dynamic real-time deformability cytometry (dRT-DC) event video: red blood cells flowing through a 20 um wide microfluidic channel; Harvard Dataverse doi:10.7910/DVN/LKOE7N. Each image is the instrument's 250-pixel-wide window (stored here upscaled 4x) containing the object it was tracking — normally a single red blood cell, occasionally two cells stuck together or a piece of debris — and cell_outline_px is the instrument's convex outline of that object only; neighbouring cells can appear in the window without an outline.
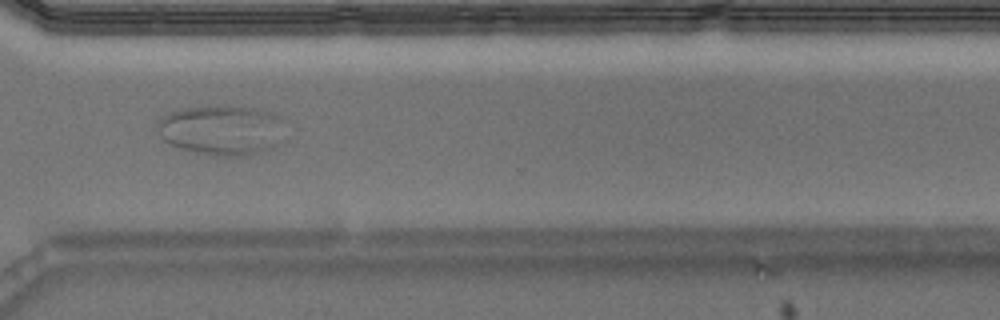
{"species": "Egyptian fruit bat (a non-hibernating species)", "species_latin": "Rousettus aegyptiacus", "temperature_condition": "warm", "stored_images_in_passage": 42, "segment_of_instrument_passage": [2, 2], "camera_frame_rate_fps": 3000, "um_per_image_px": 0.085, "animal": {"sex": "male"}, "frame": {"image": 1, "passage_image": 29, "time_ms": 9.333, "image_size_px": [1000, 320], "cell_outline_px": [[280, 120], [268, 148], [244, 156], [216, 156], [176, 148], [168, 144], [160, 136], [156, 128], [160, 120], [164, 116], [172, 112], [184, 108], [216, 104], [252, 108], [268, 112], [280, 116]], "centroid_in_image_um": [18.63, 11.03], "position_along_channel_um": 352.0, "area_um2": 36.01}}